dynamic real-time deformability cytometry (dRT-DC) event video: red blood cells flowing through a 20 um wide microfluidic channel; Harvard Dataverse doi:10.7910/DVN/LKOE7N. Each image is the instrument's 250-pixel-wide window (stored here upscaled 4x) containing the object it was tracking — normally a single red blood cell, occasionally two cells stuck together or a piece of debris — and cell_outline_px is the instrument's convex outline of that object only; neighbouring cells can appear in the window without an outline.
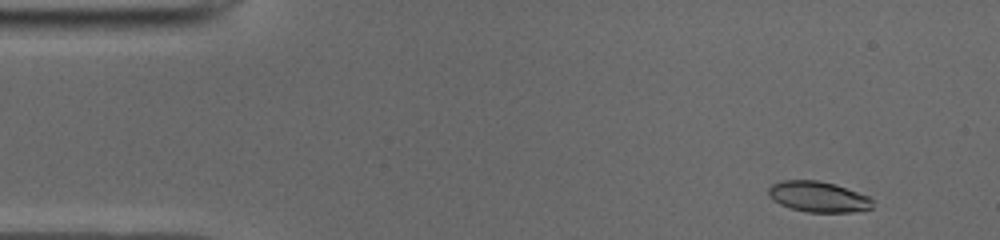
{"species": "common noctule bat (a hibernating species)", "species_latin": "Nyctalus noctula", "temperature_condition": "cold", "stored_images_in_passage": 50, "camera_frame_rate_fps": 3000, "um_per_image_px": 0.085, "animal": {"sex": "male", "body_mass_g": 19.0, "forearm_length_mm": 50.8}, "frame": {"image": 1, "passage_image": 3, "time_ms": 0.667, "image_size_px": [1000, 240], "cell_outline_px": [[872, 208], [852, 212], [808, 212], [792, 208], [780, 204], [772, 200], [768, 196], [768, 188], [772, 184], [780, 180], [816, 180], [836, 184], [868, 196], [872, 200]], "centroid_in_image_um": [69.52, 16.71], "position_along_channel_um": 15.5, "area_um2": 18.61}}
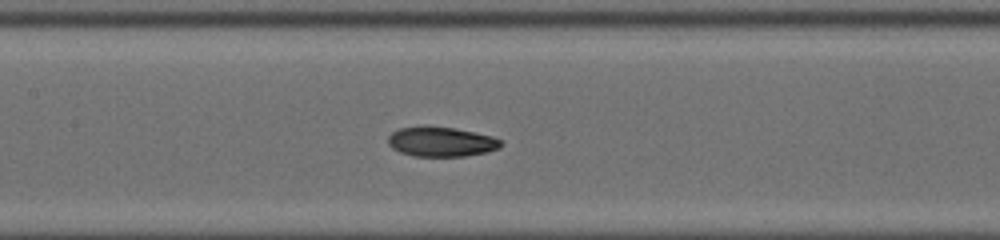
{"frame": {"image": 2, "passage_image": 22, "time_ms": 7.0, "image_size_px": [1000, 240], "cell_outline_px": [[504, 144], [500, 148], [488, 152], [464, 156], [416, 156], [400, 152], [392, 148], [388, 144], [388, 136], [392, 132], [400, 128], [424, 124], [456, 128], [492, 136], [500, 140]], "centroid_in_image_um": [37.5, 12.02], "position_along_channel_um": 169.9, "area_um2": 19.94}}
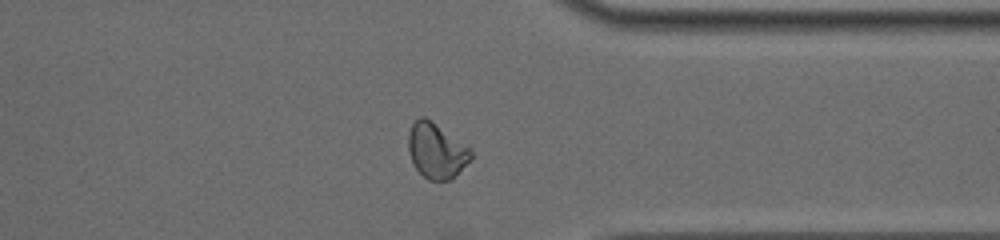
{"frame": {"image": 3, "passage_image": 38, "time_ms": 12.333, "image_size_px": [1000, 240], "cell_outline_px": [[472, 160], [452, 180], [428, 180], [412, 164], [408, 152], [408, 132], [412, 124], [420, 116], [424, 116], [472, 148]], "centroid_in_image_um": [37.11, 12.83], "position_along_channel_um": 374.3, "area_um2": 20.46}, "authors_computed_cell_mechanics": {"area_um2": 19.6809, "velocity_mm_per_s": 3.9283, "shape_relaxation_time_tau1_ms": null, "shape_relaxation_time_tau2_ms": 2.933, "deformation_change_tau1": null, "deformation_change_tau2": 0.08}}